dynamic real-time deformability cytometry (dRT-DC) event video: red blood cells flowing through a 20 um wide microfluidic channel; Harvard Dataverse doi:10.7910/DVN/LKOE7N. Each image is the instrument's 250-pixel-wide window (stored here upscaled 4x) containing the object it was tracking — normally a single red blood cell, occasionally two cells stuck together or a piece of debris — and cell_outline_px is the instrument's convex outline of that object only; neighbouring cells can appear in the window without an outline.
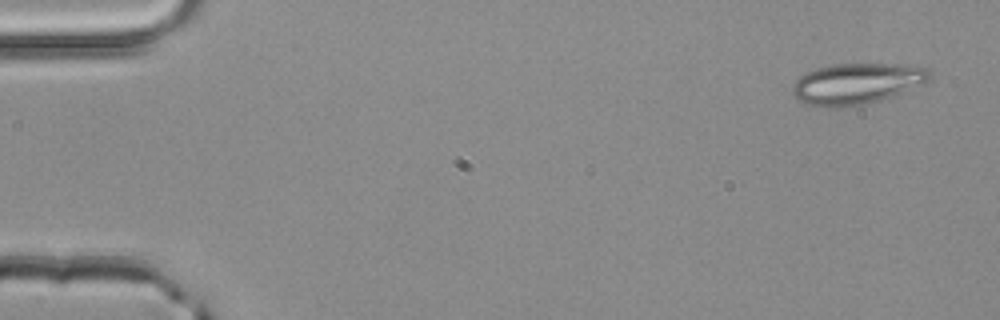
{"species": "common noctule bat (a hibernating species)", "species_latin": "Nyctalus noctula", "temperature_condition": "room temperature", "stored_images_in_passage": 3, "camera_frame_rate_fps": 3000, "um_per_image_px": 0.085, "animal": {"sex": "male", "body_mass_g": 20.4}, "frame": {"image": 1, "passage_image": 1, "time_ms": 0.0, "image_size_px": [1000, 320], "cell_outline_px": [[932, 76], [928, 80], [920, 84], [880, 100], [864, 104], [836, 108], [828, 108], [804, 104], [792, 92], [792, 84], [800, 76], [816, 68], [832, 64], [904, 64], [928, 68], [932, 72]], "centroid_in_image_um": [72.79, 7.1], "position_along_channel_um": 12.2, "area_um2": 32.6}}